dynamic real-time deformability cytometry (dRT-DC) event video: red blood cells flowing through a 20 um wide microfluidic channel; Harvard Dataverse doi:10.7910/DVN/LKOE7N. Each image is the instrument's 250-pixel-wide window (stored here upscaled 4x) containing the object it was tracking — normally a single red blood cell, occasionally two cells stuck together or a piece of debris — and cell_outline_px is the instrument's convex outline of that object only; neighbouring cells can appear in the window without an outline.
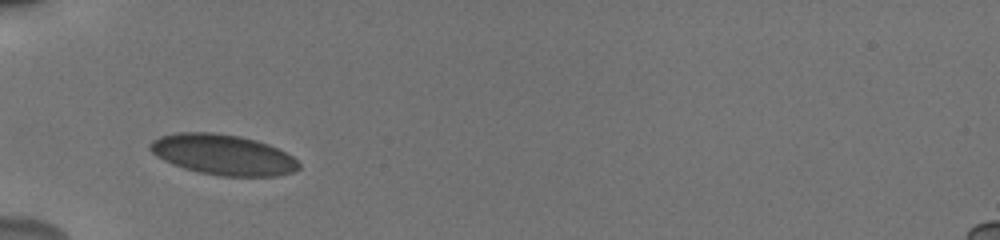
{"species": "human", "species_latin": "Homo sapiens", "temperature_condition": "cold", "stored_images_in_passage": 4, "camera_frame_rate_fps": 3000, "um_per_image_px": 0.085, "donor": {"sex": "male"}, "frame": {"image": 1, "passage_image": 1, "time_ms": 0.0, "image_size_px": [1000, 240], "cell_outline_px": [[300, 168], [292, 172], [276, 176], [220, 176], [200, 172], [184, 168], [172, 164], [156, 156], [148, 148], [148, 144], [152, 140], [160, 136], [176, 132], [212, 132], [240, 136], [256, 140], [268, 144], [292, 156], [300, 164]], "centroid_in_image_um": [18.92, 13.14], "position_along_channel_um": 66.1, "area_um2": 35.08}}
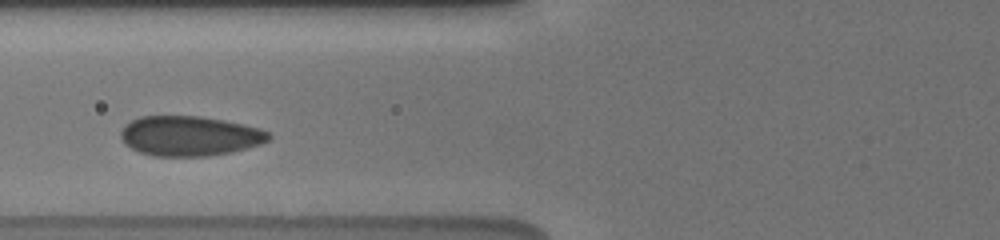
{"frame": {"image": 2, "passage_image": 3, "time_ms": 0.667, "image_size_px": [1000, 240], "cell_outline_px": [[272, 136], [268, 140], [260, 144], [232, 152], [208, 156], [152, 156], [140, 152], [124, 144], [120, 136], [120, 132], [124, 124], [140, 116], [200, 116], [224, 120], [260, 128], [268, 132]], "centroid_in_image_um": [16.09, 11.55], "position_along_channel_um": 109.7, "area_um2": 34.51}}